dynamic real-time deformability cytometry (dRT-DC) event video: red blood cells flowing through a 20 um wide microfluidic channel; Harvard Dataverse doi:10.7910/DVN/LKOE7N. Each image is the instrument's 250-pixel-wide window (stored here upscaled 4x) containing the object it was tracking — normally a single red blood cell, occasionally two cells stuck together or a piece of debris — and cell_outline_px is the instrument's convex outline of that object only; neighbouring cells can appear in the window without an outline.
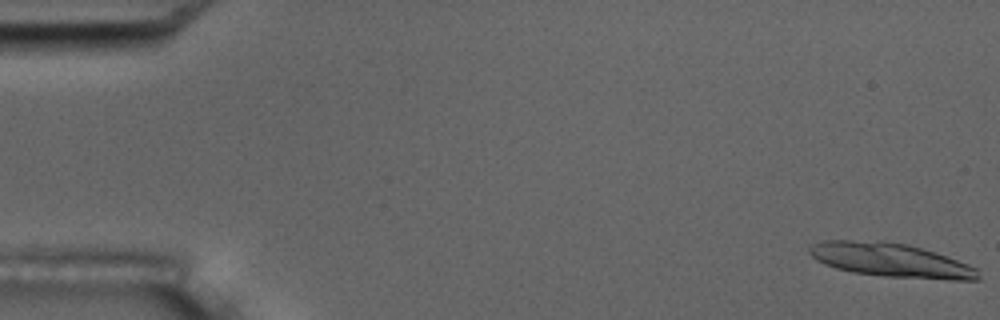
{"species": "common noctule bat (a hibernating species)", "species_latin": "Nyctalus noctula", "temperature_condition": "room temperature", "stored_images_in_passage": 6, "camera_frame_rate_fps": 3000, "um_per_image_px": 0.085, "animal": {"sex": "male", "body_mass_g": 17.5, "forearm_length_mm": 52.3}, "frame": {"image": 1, "passage_image": 1, "time_ms": 0.0, "image_size_px": [1000, 320], "cell_outline_px": [[980, 280], [948, 280], [884, 276], [852, 272], [836, 268], [824, 264], [816, 260], [808, 252], [808, 248], [812, 244], [824, 240], [884, 240], [908, 244], [936, 252], [968, 264], [976, 268], [980, 276]], "centroid_in_image_um": [75.71, 22.1], "position_along_channel_um": 9.3, "area_um2": 33.7}}